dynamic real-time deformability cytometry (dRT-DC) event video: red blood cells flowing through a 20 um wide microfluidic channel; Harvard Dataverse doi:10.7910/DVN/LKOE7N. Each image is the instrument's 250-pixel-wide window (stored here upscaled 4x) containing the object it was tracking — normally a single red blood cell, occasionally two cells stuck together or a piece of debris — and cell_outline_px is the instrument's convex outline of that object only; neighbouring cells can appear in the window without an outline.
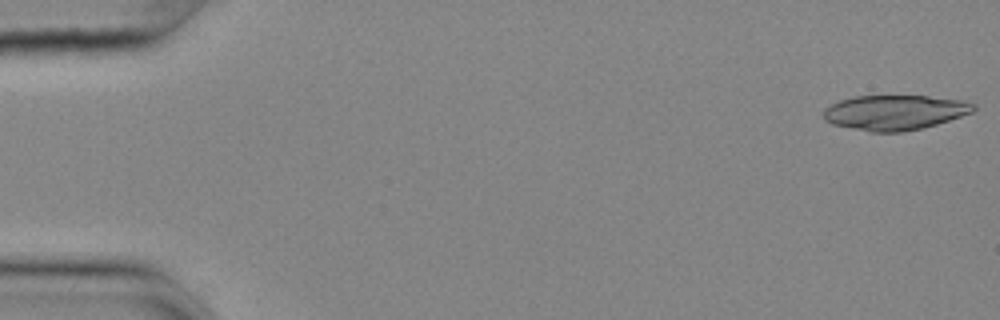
{"species": "common noctule bat (a hibernating species)", "species_latin": "Nyctalus noctula", "temperature_condition": "cold", "stored_images_in_passage": 17, "camera_frame_rate_fps": 3000, "um_per_image_px": 0.085, "animal": {"sex": "female", "body_mass_g": 25.1}, "frame": {"image": 1, "passage_image": 1, "time_ms": 0.0, "image_size_px": [1000, 320], "cell_outline_px": [[976, 108], [972, 112], [936, 124], [920, 128], [900, 132], [872, 132], [832, 124], [824, 120], [824, 108], [840, 100], [856, 96], [928, 96], [960, 100], [976, 104]], "centroid_in_image_um": [76.03, 9.55], "position_along_channel_um": 9.0, "area_um2": 30.23}}
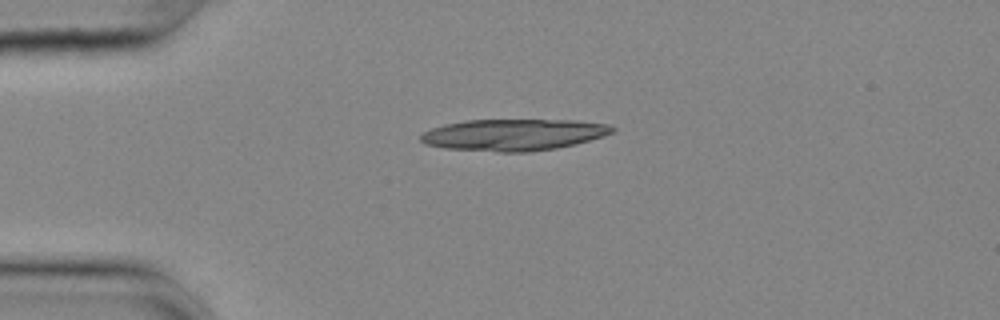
{"frame": {"image": 2, "passage_image": 13, "time_ms": 4.0, "image_size_px": [1000, 320], "cell_outline_px": [[616, 128], [612, 132], [604, 136], [576, 144], [556, 148], [528, 152], [496, 152], [444, 148], [424, 144], [420, 140], [420, 136], [424, 132], [432, 128], [444, 124], [468, 120], [576, 120], [608, 124]], "centroid_in_image_um": [43.65, 11.46], "position_along_channel_um": 41.3, "area_um2": 35.37}}